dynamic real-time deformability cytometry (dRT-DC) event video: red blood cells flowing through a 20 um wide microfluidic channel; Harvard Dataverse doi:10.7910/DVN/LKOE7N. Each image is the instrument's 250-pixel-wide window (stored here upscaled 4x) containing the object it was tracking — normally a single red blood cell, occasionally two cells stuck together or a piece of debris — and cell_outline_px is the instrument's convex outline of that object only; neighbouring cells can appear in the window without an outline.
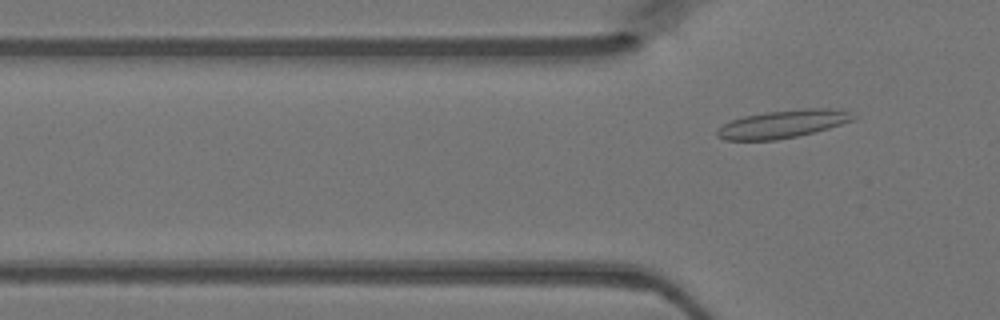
{"species": "Egyptian fruit bat (a non-hibernating species)", "species_latin": "Rousettus aegyptiacus", "temperature_condition": "warm", "stored_images_in_passage": 2, "camera_frame_rate_fps": 3000, "um_per_image_px": 0.085, "animal": {"sex": "female"}, "frame": {"image": 1, "passage_image": 2, "time_ms": 0.333, "image_size_px": [1000, 320], "cell_outline_px": [[856, 120], [828, 128], [796, 136], [776, 140], [724, 140], [716, 136], [716, 128], [732, 120], [744, 116], [764, 112], [804, 108], [828, 108], [852, 112], [856, 116]], "centroid_in_image_um": [66.54, 10.53], "position_along_channel_um": 59.3, "area_um2": 22.2}}